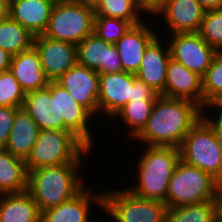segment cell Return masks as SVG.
<instances>
[{
  "label": "cell",
  "mask_w": 222,
  "mask_h": 222,
  "mask_svg": "<svg viewBox=\"0 0 222 222\" xmlns=\"http://www.w3.org/2000/svg\"><path fill=\"white\" fill-rule=\"evenodd\" d=\"M202 110L192 101L160 95L145 127L134 139L146 146L179 148L184 137L202 117Z\"/></svg>",
  "instance_id": "6da1fadb"
},
{
  "label": "cell",
  "mask_w": 222,
  "mask_h": 222,
  "mask_svg": "<svg viewBox=\"0 0 222 222\" xmlns=\"http://www.w3.org/2000/svg\"><path fill=\"white\" fill-rule=\"evenodd\" d=\"M82 163H64L28 172V188L40 212L70 200L84 187ZM83 181V182H82Z\"/></svg>",
  "instance_id": "7a4b0ae2"
},
{
  "label": "cell",
  "mask_w": 222,
  "mask_h": 222,
  "mask_svg": "<svg viewBox=\"0 0 222 222\" xmlns=\"http://www.w3.org/2000/svg\"><path fill=\"white\" fill-rule=\"evenodd\" d=\"M137 163V183L125 187L132 194L165 203L168 183L180 160L179 148L171 146H145Z\"/></svg>",
  "instance_id": "3957f363"
},
{
  "label": "cell",
  "mask_w": 222,
  "mask_h": 222,
  "mask_svg": "<svg viewBox=\"0 0 222 222\" xmlns=\"http://www.w3.org/2000/svg\"><path fill=\"white\" fill-rule=\"evenodd\" d=\"M91 150L71 131L40 130L25 161L26 169L29 172L36 168L64 163H82L83 156L90 154Z\"/></svg>",
  "instance_id": "277c9868"
},
{
  "label": "cell",
  "mask_w": 222,
  "mask_h": 222,
  "mask_svg": "<svg viewBox=\"0 0 222 222\" xmlns=\"http://www.w3.org/2000/svg\"><path fill=\"white\" fill-rule=\"evenodd\" d=\"M94 18L91 7L72 0H57L43 35L77 46L94 33Z\"/></svg>",
  "instance_id": "5b68a950"
},
{
  "label": "cell",
  "mask_w": 222,
  "mask_h": 222,
  "mask_svg": "<svg viewBox=\"0 0 222 222\" xmlns=\"http://www.w3.org/2000/svg\"><path fill=\"white\" fill-rule=\"evenodd\" d=\"M216 183L210 174L179 160L168 183L165 204L175 208L213 201Z\"/></svg>",
  "instance_id": "8992f818"
},
{
  "label": "cell",
  "mask_w": 222,
  "mask_h": 222,
  "mask_svg": "<svg viewBox=\"0 0 222 222\" xmlns=\"http://www.w3.org/2000/svg\"><path fill=\"white\" fill-rule=\"evenodd\" d=\"M180 160L222 180V155L211 126L201 117L179 146Z\"/></svg>",
  "instance_id": "52a82bcc"
},
{
  "label": "cell",
  "mask_w": 222,
  "mask_h": 222,
  "mask_svg": "<svg viewBox=\"0 0 222 222\" xmlns=\"http://www.w3.org/2000/svg\"><path fill=\"white\" fill-rule=\"evenodd\" d=\"M165 203L144 199L128 189L103 192V211L115 222H165Z\"/></svg>",
  "instance_id": "ba28073f"
},
{
  "label": "cell",
  "mask_w": 222,
  "mask_h": 222,
  "mask_svg": "<svg viewBox=\"0 0 222 222\" xmlns=\"http://www.w3.org/2000/svg\"><path fill=\"white\" fill-rule=\"evenodd\" d=\"M168 42L171 58L203 77L217 51L198 32L171 34Z\"/></svg>",
  "instance_id": "9c48e42d"
},
{
  "label": "cell",
  "mask_w": 222,
  "mask_h": 222,
  "mask_svg": "<svg viewBox=\"0 0 222 222\" xmlns=\"http://www.w3.org/2000/svg\"><path fill=\"white\" fill-rule=\"evenodd\" d=\"M33 46L38 51L42 69L50 82H56L77 64V47L47 36H34Z\"/></svg>",
  "instance_id": "30bf717a"
},
{
  "label": "cell",
  "mask_w": 222,
  "mask_h": 222,
  "mask_svg": "<svg viewBox=\"0 0 222 222\" xmlns=\"http://www.w3.org/2000/svg\"><path fill=\"white\" fill-rule=\"evenodd\" d=\"M23 108L40 130H64V120H59L57 82H49L46 88L25 93Z\"/></svg>",
  "instance_id": "8fae6325"
},
{
  "label": "cell",
  "mask_w": 222,
  "mask_h": 222,
  "mask_svg": "<svg viewBox=\"0 0 222 222\" xmlns=\"http://www.w3.org/2000/svg\"><path fill=\"white\" fill-rule=\"evenodd\" d=\"M92 116L99 113V73L79 64L67 70L57 81Z\"/></svg>",
  "instance_id": "7c38bea8"
},
{
  "label": "cell",
  "mask_w": 222,
  "mask_h": 222,
  "mask_svg": "<svg viewBox=\"0 0 222 222\" xmlns=\"http://www.w3.org/2000/svg\"><path fill=\"white\" fill-rule=\"evenodd\" d=\"M77 64L99 74L123 71L114 44L100 39L95 33L87 36L77 46Z\"/></svg>",
  "instance_id": "4fadbf2b"
},
{
  "label": "cell",
  "mask_w": 222,
  "mask_h": 222,
  "mask_svg": "<svg viewBox=\"0 0 222 222\" xmlns=\"http://www.w3.org/2000/svg\"><path fill=\"white\" fill-rule=\"evenodd\" d=\"M135 79V74L124 71L99 74V112H103L108 119L112 118L131 101L132 83Z\"/></svg>",
  "instance_id": "5bb4252c"
},
{
  "label": "cell",
  "mask_w": 222,
  "mask_h": 222,
  "mask_svg": "<svg viewBox=\"0 0 222 222\" xmlns=\"http://www.w3.org/2000/svg\"><path fill=\"white\" fill-rule=\"evenodd\" d=\"M156 30L142 21L132 25L114 44L121 60L124 72L136 74L141 64L145 49L159 35Z\"/></svg>",
  "instance_id": "9a60e30c"
},
{
  "label": "cell",
  "mask_w": 222,
  "mask_h": 222,
  "mask_svg": "<svg viewBox=\"0 0 222 222\" xmlns=\"http://www.w3.org/2000/svg\"><path fill=\"white\" fill-rule=\"evenodd\" d=\"M164 96L189 100L203 109L202 77L170 57L166 71Z\"/></svg>",
  "instance_id": "2e32d148"
},
{
  "label": "cell",
  "mask_w": 222,
  "mask_h": 222,
  "mask_svg": "<svg viewBox=\"0 0 222 222\" xmlns=\"http://www.w3.org/2000/svg\"><path fill=\"white\" fill-rule=\"evenodd\" d=\"M88 188L85 186L70 200L41 212V222H90L91 206L103 209V192L92 194Z\"/></svg>",
  "instance_id": "e0dca14e"
},
{
  "label": "cell",
  "mask_w": 222,
  "mask_h": 222,
  "mask_svg": "<svg viewBox=\"0 0 222 222\" xmlns=\"http://www.w3.org/2000/svg\"><path fill=\"white\" fill-rule=\"evenodd\" d=\"M158 35L145 49L138 72L135 74L139 81L152 87L164 96L166 71L171 57L169 44L164 48L163 41ZM163 43V44H162Z\"/></svg>",
  "instance_id": "ac0fdd59"
},
{
  "label": "cell",
  "mask_w": 222,
  "mask_h": 222,
  "mask_svg": "<svg viewBox=\"0 0 222 222\" xmlns=\"http://www.w3.org/2000/svg\"><path fill=\"white\" fill-rule=\"evenodd\" d=\"M204 12L197 0H170L155 15L164 16L170 34H175L198 32Z\"/></svg>",
  "instance_id": "d6986e66"
},
{
  "label": "cell",
  "mask_w": 222,
  "mask_h": 222,
  "mask_svg": "<svg viewBox=\"0 0 222 222\" xmlns=\"http://www.w3.org/2000/svg\"><path fill=\"white\" fill-rule=\"evenodd\" d=\"M59 120H64V131H71L88 148H93L89 120L93 117L71 94L58 84ZM88 124V125H87Z\"/></svg>",
  "instance_id": "ffe728a7"
},
{
  "label": "cell",
  "mask_w": 222,
  "mask_h": 222,
  "mask_svg": "<svg viewBox=\"0 0 222 222\" xmlns=\"http://www.w3.org/2000/svg\"><path fill=\"white\" fill-rule=\"evenodd\" d=\"M56 0H10L9 16L34 36L47 29Z\"/></svg>",
  "instance_id": "44dd1931"
},
{
  "label": "cell",
  "mask_w": 222,
  "mask_h": 222,
  "mask_svg": "<svg viewBox=\"0 0 222 222\" xmlns=\"http://www.w3.org/2000/svg\"><path fill=\"white\" fill-rule=\"evenodd\" d=\"M9 70L25 93L46 88L50 82L34 46L12 56Z\"/></svg>",
  "instance_id": "7402d4cb"
},
{
  "label": "cell",
  "mask_w": 222,
  "mask_h": 222,
  "mask_svg": "<svg viewBox=\"0 0 222 222\" xmlns=\"http://www.w3.org/2000/svg\"><path fill=\"white\" fill-rule=\"evenodd\" d=\"M39 127L25 109L19 108L14 116L10 136L5 149L24 161L30 155L39 135Z\"/></svg>",
  "instance_id": "603a6c76"
},
{
  "label": "cell",
  "mask_w": 222,
  "mask_h": 222,
  "mask_svg": "<svg viewBox=\"0 0 222 222\" xmlns=\"http://www.w3.org/2000/svg\"><path fill=\"white\" fill-rule=\"evenodd\" d=\"M0 222H41V212L28 191L1 194Z\"/></svg>",
  "instance_id": "cb8c5ba5"
},
{
  "label": "cell",
  "mask_w": 222,
  "mask_h": 222,
  "mask_svg": "<svg viewBox=\"0 0 222 222\" xmlns=\"http://www.w3.org/2000/svg\"><path fill=\"white\" fill-rule=\"evenodd\" d=\"M28 188V171L24 160L0 148V195L21 193Z\"/></svg>",
  "instance_id": "d4e9b609"
},
{
  "label": "cell",
  "mask_w": 222,
  "mask_h": 222,
  "mask_svg": "<svg viewBox=\"0 0 222 222\" xmlns=\"http://www.w3.org/2000/svg\"><path fill=\"white\" fill-rule=\"evenodd\" d=\"M34 35L10 16L0 21V48L12 56L33 46Z\"/></svg>",
  "instance_id": "484cf974"
},
{
  "label": "cell",
  "mask_w": 222,
  "mask_h": 222,
  "mask_svg": "<svg viewBox=\"0 0 222 222\" xmlns=\"http://www.w3.org/2000/svg\"><path fill=\"white\" fill-rule=\"evenodd\" d=\"M95 16L112 17L137 25L143 21L144 13L140 0H100L94 9Z\"/></svg>",
  "instance_id": "4316f807"
},
{
  "label": "cell",
  "mask_w": 222,
  "mask_h": 222,
  "mask_svg": "<svg viewBox=\"0 0 222 222\" xmlns=\"http://www.w3.org/2000/svg\"><path fill=\"white\" fill-rule=\"evenodd\" d=\"M203 109L222 102V52H217L202 77ZM205 107V108H204Z\"/></svg>",
  "instance_id": "83f0119b"
},
{
  "label": "cell",
  "mask_w": 222,
  "mask_h": 222,
  "mask_svg": "<svg viewBox=\"0 0 222 222\" xmlns=\"http://www.w3.org/2000/svg\"><path fill=\"white\" fill-rule=\"evenodd\" d=\"M154 103L155 101H129L113 116V119L115 117L123 120L131 129L128 135L134 139L145 127Z\"/></svg>",
  "instance_id": "f1b7e54d"
},
{
  "label": "cell",
  "mask_w": 222,
  "mask_h": 222,
  "mask_svg": "<svg viewBox=\"0 0 222 222\" xmlns=\"http://www.w3.org/2000/svg\"><path fill=\"white\" fill-rule=\"evenodd\" d=\"M165 222H216L214 201L168 208Z\"/></svg>",
  "instance_id": "f546056e"
},
{
  "label": "cell",
  "mask_w": 222,
  "mask_h": 222,
  "mask_svg": "<svg viewBox=\"0 0 222 222\" xmlns=\"http://www.w3.org/2000/svg\"><path fill=\"white\" fill-rule=\"evenodd\" d=\"M198 33L208 45L222 52V9L205 11Z\"/></svg>",
  "instance_id": "4dcf8cb0"
},
{
  "label": "cell",
  "mask_w": 222,
  "mask_h": 222,
  "mask_svg": "<svg viewBox=\"0 0 222 222\" xmlns=\"http://www.w3.org/2000/svg\"><path fill=\"white\" fill-rule=\"evenodd\" d=\"M132 26L128 21L112 17L95 16L94 33L106 42L115 44Z\"/></svg>",
  "instance_id": "1f68e13d"
},
{
  "label": "cell",
  "mask_w": 222,
  "mask_h": 222,
  "mask_svg": "<svg viewBox=\"0 0 222 222\" xmlns=\"http://www.w3.org/2000/svg\"><path fill=\"white\" fill-rule=\"evenodd\" d=\"M25 92L13 74L8 71L0 73V106L22 108Z\"/></svg>",
  "instance_id": "d6a6232c"
},
{
  "label": "cell",
  "mask_w": 222,
  "mask_h": 222,
  "mask_svg": "<svg viewBox=\"0 0 222 222\" xmlns=\"http://www.w3.org/2000/svg\"><path fill=\"white\" fill-rule=\"evenodd\" d=\"M18 109V107L0 106V148L6 147Z\"/></svg>",
  "instance_id": "836d02e7"
},
{
  "label": "cell",
  "mask_w": 222,
  "mask_h": 222,
  "mask_svg": "<svg viewBox=\"0 0 222 222\" xmlns=\"http://www.w3.org/2000/svg\"><path fill=\"white\" fill-rule=\"evenodd\" d=\"M160 94L137 78L132 83L131 101H156Z\"/></svg>",
  "instance_id": "e575fe53"
},
{
  "label": "cell",
  "mask_w": 222,
  "mask_h": 222,
  "mask_svg": "<svg viewBox=\"0 0 222 222\" xmlns=\"http://www.w3.org/2000/svg\"><path fill=\"white\" fill-rule=\"evenodd\" d=\"M212 108H217L216 109V113L217 115H215L216 117H209L206 116L207 114H205L204 109L202 110V118L211 126V128L213 129L215 136L217 138L218 141V145L220 148V153L222 155V110L218 107V106H212Z\"/></svg>",
  "instance_id": "d590c367"
},
{
  "label": "cell",
  "mask_w": 222,
  "mask_h": 222,
  "mask_svg": "<svg viewBox=\"0 0 222 222\" xmlns=\"http://www.w3.org/2000/svg\"><path fill=\"white\" fill-rule=\"evenodd\" d=\"M170 0H140L143 11L146 13L156 14Z\"/></svg>",
  "instance_id": "8d00e7d4"
},
{
  "label": "cell",
  "mask_w": 222,
  "mask_h": 222,
  "mask_svg": "<svg viewBox=\"0 0 222 222\" xmlns=\"http://www.w3.org/2000/svg\"><path fill=\"white\" fill-rule=\"evenodd\" d=\"M216 222H222V180L217 181L214 194Z\"/></svg>",
  "instance_id": "74e56055"
},
{
  "label": "cell",
  "mask_w": 222,
  "mask_h": 222,
  "mask_svg": "<svg viewBox=\"0 0 222 222\" xmlns=\"http://www.w3.org/2000/svg\"><path fill=\"white\" fill-rule=\"evenodd\" d=\"M11 58V54L0 48V73L9 70Z\"/></svg>",
  "instance_id": "f35d334b"
},
{
  "label": "cell",
  "mask_w": 222,
  "mask_h": 222,
  "mask_svg": "<svg viewBox=\"0 0 222 222\" xmlns=\"http://www.w3.org/2000/svg\"><path fill=\"white\" fill-rule=\"evenodd\" d=\"M197 2L205 11L222 9V0H197Z\"/></svg>",
  "instance_id": "ab89813d"
},
{
  "label": "cell",
  "mask_w": 222,
  "mask_h": 222,
  "mask_svg": "<svg viewBox=\"0 0 222 222\" xmlns=\"http://www.w3.org/2000/svg\"><path fill=\"white\" fill-rule=\"evenodd\" d=\"M10 0H0V21L9 17Z\"/></svg>",
  "instance_id": "60d3db41"
},
{
  "label": "cell",
  "mask_w": 222,
  "mask_h": 222,
  "mask_svg": "<svg viewBox=\"0 0 222 222\" xmlns=\"http://www.w3.org/2000/svg\"><path fill=\"white\" fill-rule=\"evenodd\" d=\"M72 1L83 4V5L88 6V7H91L93 9H95V7L100 2V0H72Z\"/></svg>",
  "instance_id": "b9f144b4"
},
{
  "label": "cell",
  "mask_w": 222,
  "mask_h": 222,
  "mask_svg": "<svg viewBox=\"0 0 222 222\" xmlns=\"http://www.w3.org/2000/svg\"><path fill=\"white\" fill-rule=\"evenodd\" d=\"M218 107L222 110V102L218 105Z\"/></svg>",
  "instance_id": "7bdbcfd3"
}]
</instances>
